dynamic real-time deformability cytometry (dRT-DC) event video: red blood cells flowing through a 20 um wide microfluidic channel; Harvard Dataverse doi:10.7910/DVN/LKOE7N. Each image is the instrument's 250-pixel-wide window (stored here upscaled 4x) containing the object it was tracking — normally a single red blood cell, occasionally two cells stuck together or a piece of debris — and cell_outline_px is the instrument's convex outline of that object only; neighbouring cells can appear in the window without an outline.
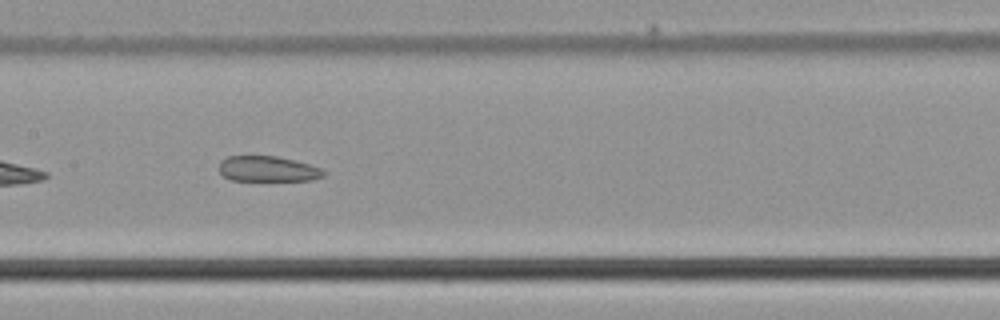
{"species": "common noctule bat (a hibernating species)", "species_latin": "Nyctalus noctula", "temperature_condition": "cold", "stored_images_in_passage": 36, "camera_frame_rate_fps": 3000, "um_per_image_px": 0.085, "animal": {"sex": "male", "body_mass_g": 21.5, "forearm_length_mm": 52.0}, "frame": {"image": 1, "passage_image": 11, "time_ms": 3.333, "image_size_px": [1000, 320], "cell_outline_px": [[324, 176], [312, 180], [232, 180], [224, 176], [220, 172], [220, 160], [228, 156], [276, 156], [308, 164], [320, 168], [324, 172]], "centroid_in_image_um": [22.73, 14.35], "position_along_channel_um": 184.7, "area_um2": 15.26}}
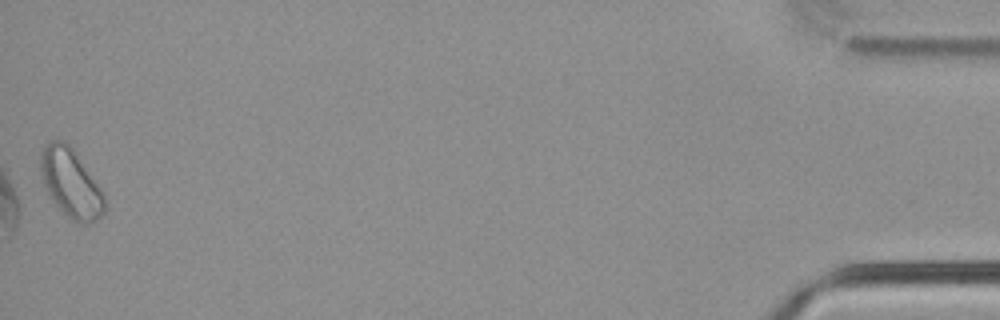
{"frame": {"image": 2, "passage_image": 36, "time_ms": 11.667, "image_size_px": [1000, 320], "cell_outline_px": [[104, 212], [96, 220], [88, 224], [80, 224], [72, 220], [48, 196], [44, 188], [40, 172], [40, 152], [48, 140], [56, 136], [64, 140], [72, 148], [104, 192]], "centroid_in_image_um": [5.98, 15.52], "position_along_channel_um": 429.2, "area_um2": 25.89}}